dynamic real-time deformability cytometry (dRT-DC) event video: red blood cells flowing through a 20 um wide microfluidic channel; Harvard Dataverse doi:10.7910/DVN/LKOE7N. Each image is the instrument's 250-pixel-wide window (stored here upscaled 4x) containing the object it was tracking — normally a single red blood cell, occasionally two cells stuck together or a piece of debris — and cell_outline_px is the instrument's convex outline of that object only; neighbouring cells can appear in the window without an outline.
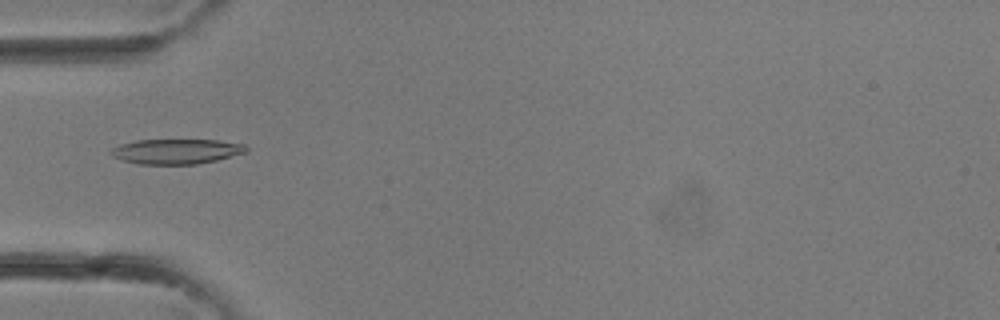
{"species": "common noctule bat (a hibernating species)", "species_latin": "Nyctalus noctula", "temperature_condition": "room temperature", "stored_images_in_passage": 32, "camera_frame_rate_fps": 3000, "um_per_image_px": 0.085, "animal": {"sex": "female"}, "frame": {"image": 1, "passage_image": 10, "time_ms": 3.0, "image_size_px": [1000, 320], "cell_outline_px": [[248, 152], [216, 160], [196, 164], [140, 164], [120, 160], [112, 156], [108, 152], [112, 148], [120, 144], [136, 140], [216, 140], [244, 144], [248, 148]], "centroid_in_image_um": [14.96, 12.87], "position_along_channel_um": 70.0, "area_um2": 19.77}}
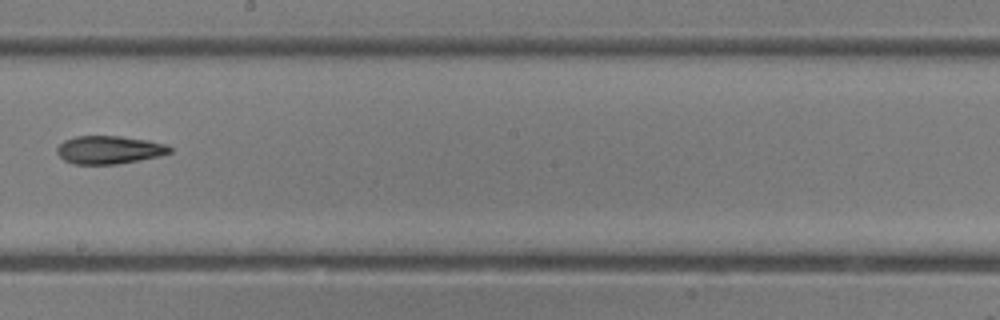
{"frame": {"image": 2, "passage_image": 18, "time_ms": 5.667, "image_size_px": [1000, 320], "cell_outline_px": [[172, 152], [160, 156], [140, 160], [116, 164], [72, 164], [64, 160], [56, 152], [56, 148], [64, 140], [76, 136], [120, 136], [148, 140], [164, 144], [172, 148]], "centroid_in_image_um": [9.27, 12.74], "position_along_channel_um": 238.9, "area_um2": 18.5}}
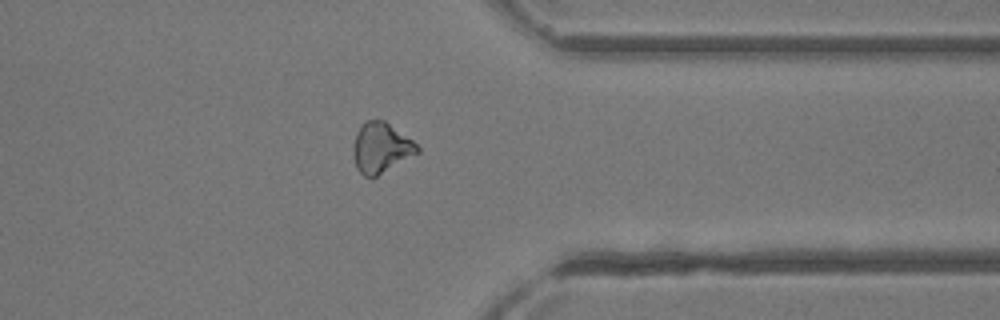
{"frame": {"image": 3, "passage_image": 25, "time_ms": 8.0, "image_size_px": [1000, 320], "cell_outline_px": [[420, 152], [376, 176], [364, 176], [356, 168], [352, 152], [352, 144], [356, 132], [368, 120], [384, 120], [412, 140], [420, 148]], "centroid_in_image_um": [32.36, 12.56], "position_along_channel_um": 379.0, "area_um2": 18.55}}